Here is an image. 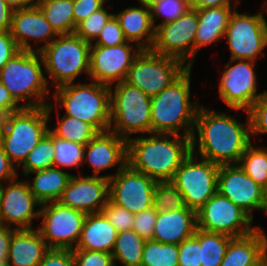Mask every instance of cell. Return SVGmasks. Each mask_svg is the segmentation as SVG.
I'll list each match as a JSON object with an SVG mask.
<instances>
[{"label": "cell", "mask_w": 267, "mask_h": 266, "mask_svg": "<svg viewBox=\"0 0 267 266\" xmlns=\"http://www.w3.org/2000/svg\"><path fill=\"white\" fill-rule=\"evenodd\" d=\"M75 266H115L109 252L72 249Z\"/></svg>", "instance_id": "44"}, {"label": "cell", "mask_w": 267, "mask_h": 266, "mask_svg": "<svg viewBox=\"0 0 267 266\" xmlns=\"http://www.w3.org/2000/svg\"><path fill=\"white\" fill-rule=\"evenodd\" d=\"M267 253V234L258 226L251 233L231 237L220 266H254Z\"/></svg>", "instance_id": "26"}, {"label": "cell", "mask_w": 267, "mask_h": 266, "mask_svg": "<svg viewBox=\"0 0 267 266\" xmlns=\"http://www.w3.org/2000/svg\"><path fill=\"white\" fill-rule=\"evenodd\" d=\"M55 106L50 102L42 107H22L0 118V144L16 169L49 131L50 113Z\"/></svg>", "instance_id": "4"}, {"label": "cell", "mask_w": 267, "mask_h": 266, "mask_svg": "<svg viewBox=\"0 0 267 266\" xmlns=\"http://www.w3.org/2000/svg\"><path fill=\"white\" fill-rule=\"evenodd\" d=\"M101 212L118 232L130 230L132 228L134 214L116 205L110 199L107 200Z\"/></svg>", "instance_id": "42"}, {"label": "cell", "mask_w": 267, "mask_h": 266, "mask_svg": "<svg viewBox=\"0 0 267 266\" xmlns=\"http://www.w3.org/2000/svg\"><path fill=\"white\" fill-rule=\"evenodd\" d=\"M41 203L35 198L25 180L16 179L0 185V224L15 230L33 228ZM13 225V227H11Z\"/></svg>", "instance_id": "18"}, {"label": "cell", "mask_w": 267, "mask_h": 266, "mask_svg": "<svg viewBox=\"0 0 267 266\" xmlns=\"http://www.w3.org/2000/svg\"><path fill=\"white\" fill-rule=\"evenodd\" d=\"M256 63L252 60L230 59L224 65L218 85L219 97L236 112L248 111L252 104L267 92L265 90L258 93L259 83L254 70Z\"/></svg>", "instance_id": "14"}, {"label": "cell", "mask_w": 267, "mask_h": 266, "mask_svg": "<svg viewBox=\"0 0 267 266\" xmlns=\"http://www.w3.org/2000/svg\"><path fill=\"white\" fill-rule=\"evenodd\" d=\"M13 9L5 2L0 0V31H10Z\"/></svg>", "instance_id": "53"}, {"label": "cell", "mask_w": 267, "mask_h": 266, "mask_svg": "<svg viewBox=\"0 0 267 266\" xmlns=\"http://www.w3.org/2000/svg\"><path fill=\"white\" fill-rule=\"evenodd\" d=\"M253 220L230 199L216 192L197 211V228L206 232L240 237L254 231Z\"/></svg>", "instance_id": "15"}, {"label": "cell", "mask_w": 267, "mask_h": 266, "mask_svg": "<svg viewBox=\"0 0 267 266\" xmlns=\"http://www.w3.org/2000/svg\"><path fill=\"white\" fill-rule=\"evenodd\" d=\"M37 266H75L72 250L49 249Z\"/></svg>", "instance_id": "48"}, {"label": "cell", "mask_w": 267, "mask_h": 266, "mask_svg": "<svg viewBox=\"0 0 267 266\" xmlns=\"http://www.w3.org/2000/svg\"><path fill=\"white\" fill-rule=\"evenodd\" d=\"M261 210L267 214V187L263 189V202Z\"/></svg>", "instance_id": "57"}, {"label": "cell", "mask_w": 267, "mask_h": 266, "mask_svg": "<svg viewBox=\"0 0 267 266\" xmlns=\"http://www.w3.org/2000/svg\"><path fill=\"white\" fill-rule=\"evenodd\" d=\"M153 199V207L157 212L186 207L182 193L171 182H157Z\"/></svg>", "instance_id": "38"}, {"label": "cell", "mask_w": 267, "mask_h": 266, "mask_svg": "<svg viewBox=\"0 0 267 266\" xmlns=\"http://www.w3.org/2000/svg\"><path fill=\"white\" fill-rule=\"evenodd\" d=\"M110 89L109 130L126 140L132 134H151V97L125 81Z\"/></svg>", "instance_id": "8"}, {"label": "cell", "mask_w": 267, "mask_h": 266, "mask_svg": "<svg viewBox=\"0 0 267 266\" xmlns=\"http://www.w3.org/2000/svg\"><path fill=\"white\" fill-rule=\"evenodd\" d=\"M197 156L191 152L171 180L182 193L186 207L195 212L217 192L219 171V165L203 158L199 161Z\"/></svg>", "instance_id": "10"}, {"label": "cell", "mask_w": 267, "mask_h": 266, "mask_svg": "<svg viewBox=\"0 0 267 266\" xmlns=\"http://www.w3.org/2000/svg\"><path fill=\"white\" fill-rule=\"evenodd\" d=\"M93 169L92 176L117 166V172L127 164V140L111 130L98 132L84 148V162Z\"/></svg>", "instance_id": "22"}, {"label": "cell", "mask_w": 267, "mask_h": 266, "mask_svg": "<svg viewBox=\"0 0 267 266\" xmlns=\"http://www.w3.org/2000/svg\"><path fill=\"white\" fill-rule=\"evenodd\" d=\"M19 51L20 48L10 31H0V70Z\"/></svg>", "instance_id": "49"}, {"label": "cell", "mask_w": 267, "mask_h": 266, "mask_svg": "<svg viewBox=\"0 0 267 266\" xmlns=\"http://www.w3.org/2000/svg\"><path fill=\"white\" fill-rule=\"evenodd\" d=\"M157 219V211L154 207L134 214L132 230L140 237L150 240L153 238L154 228Z\"/></svg>", "instance_id": "46"}, {"label": "cell", "mask_w": 267, "mask_h": 266, "mask_svg": "<svg viewBox=\"0 0 267 266\" xmlns=\"http://www.w3.org/2000/svg\"><path fill=\"white\" fill-rule=\"evenodd\" d=\"M190 6L193 9L206 7H221L231 6L232 0H189Z\"/></svg>", "instance_id": "54"}, {"label": "cell", "mask_w": 267, "mask_h": 266, "mask_svg": "<svg viewBox=\"0 0 267 266\" xmlns=\"http://www.w3.org/2000/svg\"><path fill=\"white\" fill-rule=\"evenodd\" d=\"M191 70L188 68L169 87L151 97V133L192 137L201 103L196 97L190 100Z\"/></svg>", "instance_id": "3"}, {"label": "cell", "mask_w": 267, "mask_h": 266, "mask_svg": "<svg viewBox=\"0 0 267 266\" xmlns=\"http://www.w3.org/2000/svg\"><path fill=\"white\" fill-rule=\"evenodd\" d=\"M110 86L90 83H69L55 88L56 107L70 116L91 124L98 132L110 127ZM59 105V106H58Z\"/></svg>", "instance_id": "6"}, {"label": "cell", "mask_w": 267, "mask_h": 266, "mask_svg": "<svg viewBox=\"0 0 267 266\" xmlns=\"http://www.w3.org/2000/svg\"><path fill=\"white\" fill-rule=\"evenodd\" d=\"M109 179V199L130 213L136 214L153 207L154 188L157 184L152 178L134 170L126 164Z\"/></svg>", "instance_id": "16"}, {"label": "cell", "mask_w": 267, "mask_h": 266, "mask_svg": "<svg viewBox=\"0 0 267 266\" xmlns=\"http://www.w3.org/2000/svg\"><path fill=\"white\" fill-rule=\"evenodd\" d=\"M197 229V212L185 207L157 212L152 240L179 245L192 237Z\"/></svg>", "instance_id": "23"}, {"label": "cell", "mask_w": 267, "mask_h": 266, "mask_svg": "<svg viewBox=\"0 0 267 266\" xmlns=\"http://www.w3.org/2000/svg\"><path fill=\"white\" fill-rule=\"evenodd\" d=\"M201 245V266H220L229 247L230 236L196 229L193 235Z\"/></svg>", "instance_id": "32"}, {"label": "cell", "mask_w": 267, "mask_h": 266, "mask_svg": "<svg viewBox=\"0 0 267 266\" xmlns=\"http://www.w3.org/2000/svg\"><path fill=\"white\" fill-rule=\"evenodd\" d=\"M217 192L230 199L252 220L253 211L261 210L263 188L251 179L238 164L219 166Z\"/></svg>", "instance_id": "19"}, {"label": "cell", "mask_w": 267, "mask_h": 266, "mask_svg": "<svg viewBox=\"0 0 267 266\" xmlns=\"http://www.w3.org/2000/svg\"><path fill=\"white\" fill-rule=\"evenodd\" d=\"M191 152V137L183 135L151 133L127 140V164L156 182H171Z\"/></svg>", "instance_id": "2"}, {"label": "cell", "mask_w": 267, "mask_h": 266, "mask_svg": "<svg viewBox=\"0 0 267 266\" xmlns=\"http://www.w3.org/2000/svg\"><path fill=\"white\" fill-rule=\"evenodd\" d=\"M86 214L59 201H51L40 206L37 230L50 249H69L76 247ZM75 245V246H74Z\"/></svg>", "instance_id": "12"}, {"label": "cell", "mask_w": 267, "mask_h": 266, "mask_svg": "<svg viewBox=\"0 0 267 266\" xmlns=\"http://www.w3.org/2000/svg\"><path fill=\"white\" fill-rule=\"evenodd\" d=\"M238 165L263 189L267 187V148L252 145L247 146L240 157Z\"/></svg>", "instance_id": "34"}, {"label": "cell", "mask_w": 267, "mask_h": 266, "mask_svg": "<svg viewBox=\"0 0 267 266\" xmlns=\"http://www.w3.org/2000/svg\"><path fill=\"white\" fill-rule=\"evenodd\" d=\"M106 9L104 6L100 10L93 12L77 25L74 33L84 41L92 44L108 20L114 15V13H109L110 11Z\"/></svg>", "instance_id": "39"}, {"label": "cell", "mask_w": 267, "mask_h": 266, "mask_svg": "<svg viewBox=\"0 0 267 266\" xmlns=\"http://www.w3.org/2000/svg\"><path fill=\"white\" fill-rule=\"evenodd\" d=\"M118 231L102 212L86 214L79 241L74 249L113 251Z\"/></svg>", "instance_id": "28"}, {"label": "cell", "mask_w": 267, "mask_h": 266, "mask_svg": "<svg viewBox=\"0 0 267 266\" xmlns=\"http://www.w3.org/2000/svg\"><path fill=\"white\" fill-rule=\"evenodd\" d=\"M191 8L189 0H159L150 8L155 28L176 20ZM164 18L159 24H155L156 18Z\"/></svg>", "instance_id": "40"}, {"label": "cell", "mask_w": 267, "mask_h": 266, "mask_svg": "<svg viewBox=\"0 0 267 266\" xmlns=\"http://www.w3.org/2000/svg\"><path fill=\"white\" fill-rule=\"evenodd\" d=\"M145 242L146 239L140 237L132 229L118 232L111 252L115 266L118 262L122 266H141Z\"/></svg>", "instance_id": "31"}, {"label": "cell", "mask_w": 267, "mask_h": 266, "mask_svg": "<svg viewBox=\"0 0 267 266\" xmlns=\"http://www.w3.org/2000/svg\"><path fill=\"white\" fill-rule=\"evenodd\" d=\"M141 6L151 8L154 6L159 0H137Z\"/></svg>", "instance_id": "56"}, {"label": "cell", "mask_w": 267, "mask_h": 266, "mask_svg": "<svg viewBox=\"0 0 267 266\" xmlns=\"http://www.w3.org/2000/svg\"><path fill=\"white\" fill-rule=\"evenodd\" d=\"M37 6L58 35L74 33L73 0H44Z\"/></svg>", "instance_id": "30"}, {"label": "cell", "mask_w": 267, "mask_h": 266, "mask_svg": "<svg viewBox=\"0 0 267 266\" xmlns=\"http://www.w3.org/2000/svg\"><path fill=\"white\" fill-rule=\"evenodd\" d=\"M49 249L37 228L14 229L7 263L9 266H37Z\"/></svg>", "instance_id": "24"}, {"label": "cell", "mask_w": 267, "mask_h": 266, "mask_svg": "<svg viewBox=\"0 0 267 266\" xmlns=\"http://www.w3.org/2000/svg\"><path fill=\"white\" fill-rule=\"evenodd\" d=\"M263 10L257 14H241L237 8L232 13L229 24L224 34L228 44L230 59H244L257 61L263 56L266 46L267 22L264 17L267 7L263 5Z\"/></svg>", "instance_id": "11"}, {"label": "cell", "mask_w": 267, "mask_h": 266, "mask_svg": "<svg viewBox=\"0 0 267 266\" xmlns=\"http://www.w3.org/2000/svg\"><path fill=\"white\" fill-rule=\"evenodd\" d=\"M197 27V10L190 8L176 20L156 27L155 39L150 50L156 54L179 59L192 68Z\"/></svg>", "instance_id": "13"}, {"label": "cell", "mask_w": 267, "mask_h": 266, "mask_svg": "<svg viewBox=\"0 0 267 266\" xmlns=\"http://www.w3.org/2000/svg\"><path fill=\"white\" fill-rule=\"evenodd\" d=\"M14 229L0 224V262H7Z\"/></svg>", "instance_id": "52"}, {"label": "cell", "mask_w": 267, "mask_h": 266, "mask_svg": "<svg viewBox=\"0 0 267 266\" xmlns=\"http://www.w3.org/2000/svg\"><path fill=\"white\" fill-rule=\"evenodd\" d=\"M0 266H9L7 262H0Z\"/></svg>", "instance_id": "59"}, {"label": "cell", "mask_w": 267, "mask_h": 266, "mask_svg": "<svg viewBox=\"0 0 267 266\" xmlns=\"http://www.w3.org/2000/svg\"><path fill=\"white\" fill-rule=\"evenodd\" d=\"M59 109L57 108V126L50 128L49 131L56 137L86 145L98 131L89 123L82 120L66 116L60 118Z\"/></svg>", "instance_id": "33"}, {"label": "cell", "mask_w": 267, "mask_h": 266, "mask_svg": "<svg viewBox=\"0 0 267 266\" xmlns=\"http://www.w3.org/2000/svg\"><path fill=\"white\" fill-rule=\"evenodd\" d=\"M109 0H73L74 32L77 25L105 6Z\"/></svg>", "instance_id": "47"}, {"label": "cell", "mask_w": 267, "mask_h": 266, "mask_svg": "<svg viewBox=\"0 0 267 266\" xmlns=\"http://www.w3.org/2000/svg\"><path fill=\"white\" fill-rule=\"evenodd\" d=\"M33 173H35L33 180L25 179V181L32 194L41 204L58 201L72 177L71 173L55 167L37 170L28 175Z\"/></svg>", "instance_id": "29"}, {"label": "cell", "mask_w": 267, "mask_h": 266, "mask_svg": "<svg viewBox=\"0 0 267 266\" xmlns=\"http://www.w3.org/2000/svg\"><path fill=\"white\" fill-rule=\"evenodd\" d=\"M245 114L246 124L237 121L226 112L210 110L201 104L191 137L192 153L197 155L198 151L199 158L219 166L238 164L240 157L252 142L249 115L247 111Z\"/></svg>", "instance_id": "1"}, {"label": "cell", "mask_w": 267, "mask_h": 266, "mask_svg": "<svg viewBox=\"0 0 267 266\" xmlns=\"http://www.w3.org/2000/svg\"><path fill=\"white\" fill-rule=\"evenodd\" d=\"M5 2L13 9H25L37 5V0H5Z\"/></svg>", "instance_id": "55"}, {"label": "cell", "mask_w": 267, "mask_h": 266, "mask_svg": "<svg viewBox=\"0 0 267 266\" xmlns=\"http://www.w3.org/2000/svg\"><path fill=\"white\" fill-rule=\"evenodd\" d=\"M238 0L232 6L197 8L198 27L195 35V57L202 47L214 44L224 38L230 17L237 8Z\"/></svg>", "instance_id": "25"}, {"label": "cell", "mask_w": 267, "mask_h": 266, "mask_svg": "<svg viewBox=\"0 0 267 266\" xmlns=\"http://www.w3.org/2000/svg\"><path fill=\"white\" fill-rule=\"evenodd\" d=\"M42 67L44 62L39 52L20 50L0 70V81L20 106L49 104L46 95L50 88Z\"/></svg>", "instance_id": "5"}, {"label": "cell", "mask_w": 267, "mask_h": 266, "mask_svg": "<svg viewBox=\"0 0 267 266\" xmlns=\"http://www.w3.org/2000/svg\"><path fill=\"white\" fill-rule=\"evenodd\" d=\"M127 41L137 44L143 50H150L155 39L150 8L144 6L128 7L114 13Z\"/></svg>", "instance_id": "27"}, {"label": "cell", "mask_w": 267, "mask_h": 266, "mask_svg": "<svg viewBox=\"0 0 267 266\" xmlns=\"http://www.w3.org/2000/svg\"><path fill=\"white\" fill-rule=\"evenodd\" d=\"M54 159L53 134L48 131L20 166L22 176L27 178L31 172L53 167Z\"/></svg>", "instance_id": "35"}, {"label": "cell", "mask_w": 267, "mask_h": 266, "mask_svg": "<svg viewBox=\"0 0 267 266\" xmlns=\"http://www.w3.org/2000/svg\"><path fill=\"white\" fill-rule=\"evenodd\" d=\"M10 34L20 50L37 52L49 45L58 36L37 5L13 10ZM31 40L37 43V46L40 45L39 43H45L35 48L30 43Z\"/></svg>", "instance_id": "21"}, {"label": "cell", "mask_w": 267, "mask_h": 266, "mask_svg": "<svg viewBox=\"0 0 267 266\" xmlns=\"http://www.w3.org/2000/svg\"><path fill=\"white\" fill-rule=\"evenodd\" d=\"M108 199V178L73 174L58 201L62 205L91 214L101 212Z\"/></svg>", "instance_id": "20"}, {"label": "cell", "mask_w": 267, "mask_h": 266, "mask_svg": "<svg viewBox=\"0 0 267 266\" xmlns=\"http://www.w3.org/2000/svg\"><path fill=\"white\" fill-rule=\"evenodd\" d=\"M178 245L146 240L141 266H178Z\"/></svg>", "instance_id": "36"}, {"label": "cell", "mask_w": 267, "mask_h": 266, "mask_svg": "<svg viewBox=\"0 0 267 266\" xmlns=\"http://www.w3.org/2000/svg\"><path fill=\"white\" fill-rule=\"evenodd\" d=\"M16 167L10 162L9 157L3 151L0 144V185L18 178Z\"/></svg>", "instance_id": "50"}, {"label": "cell", "mask_w": 267, "mask_h": 266, "mask_svg": "<svg viewBox=\"0 0 267 266\" xmlns=\"http://www.w3.org/2000/svg\"><path fill=\"white\" fill-rule=\"evenodd\" d=\"M178 249V266H201V245L194 236L181 242Z\"/></svg>", "instance_id": "45"}, {"label": "cell", "mask_w": 267, "mask_h": 266, "mask_svg": "<svg viewBox=\"0 0 267 266\" xmlns=\"http://www.w3.org/2000/svg\"><path fill=\"white\" fill-rule=\"evenodd\" d=\"M53 167L62 169L80 168L84 163L85 145L60 139L53 135Z\"/></svg>", "instance_id": "37"}, {"label": "cell", "mask_w": 267, "mask_h": 266, "mask_svg": "<svg viewBox=\"0 0 267 266\" xmlns=\"http://www.w3.org/2000/svg\"><path fill=\"white\" fill-rule=\"evenodd\" d=\"M128 42L118 20L113 15L91 45L116 46Z\"/></svg>", "instance_id": "43"}, {"label": "cell", "mask_w": 267, "mask_h": 266, "mask_svg": "<svg viewBox=\"0 0 267 266\" xmlns=\"http://www.w3.org/2000/svg\"><path fill=\"white\" fill-rule=\"evenodd\" d=\"M254 266H267V253Z\"/></svg>", "instance_id": "58"}, {"label": "cell", "mask_w": 267, "mask_h": 266, "mask_svg": "<svg viewBox=\"0 0 267 266\" xmlns=\"http://www.w3.org/2000/svg\"><path fill=\"white\" fill-rule=\"evenodd\" d=\"M21 108L0 81V118Z\"/></svg>", "instance_id": "51"}, {"label": "cell", "mask_w": 267, "mask_h": 266, "mask_svg": "<svg viewBox=\"0 0 267 266\" xmlns=\"http://www.w3.org/2000/svg\"><path fill=\"white\" fill-rule=\"evenodd\" d=\"M142 50L129 41L109 47L91 45L89 80L107 86L124 81L128 69Z\"/></svg>", "instance_id": "17"}, {"label": "cell", "mask_w": 267, "mask_h": 266, "mask_svg": "<svg viewBox=\"0 0 267 266\" xmlns=\"http://www.w3.org/2000/svg\"><path fill=\"white\" fill-rule=\"evenodd\" d=\"M91 44L78 37L75 33L58 35L39 53L44 62L46 79H51L55 88L75 83V79L83 73L89 75Z\"/></svg>", "instance_id": "7"}, {"label": "cell", "mask_w": 267, "mask_h": 266, "mask_svg": "<svg viewBox=\"0 0 267 266\" xmlns=\"http://www.w3.org/2000/svg\"><path fill=\"white\" fill-rule=\"evenodd\" d=\"M250 120V135L267 134V92L258 98L247 111Z\"/></svg>", "instance_id": "41"}, {"label": "cell", "mask_w": 267, "mask_h": 266, "mask_svg": "<svg viewBox=\"0 0 267 266\" xmlns=\"http://www.w3.org/2000/svg\"><path fill=\"white\" fill-rule=\"evenodd\" d=\"M188 68L179 59L142 50L128 69L124 81L153 97L169 87Z\"/></svg>", "instance_id": "9"}]
</instances>
